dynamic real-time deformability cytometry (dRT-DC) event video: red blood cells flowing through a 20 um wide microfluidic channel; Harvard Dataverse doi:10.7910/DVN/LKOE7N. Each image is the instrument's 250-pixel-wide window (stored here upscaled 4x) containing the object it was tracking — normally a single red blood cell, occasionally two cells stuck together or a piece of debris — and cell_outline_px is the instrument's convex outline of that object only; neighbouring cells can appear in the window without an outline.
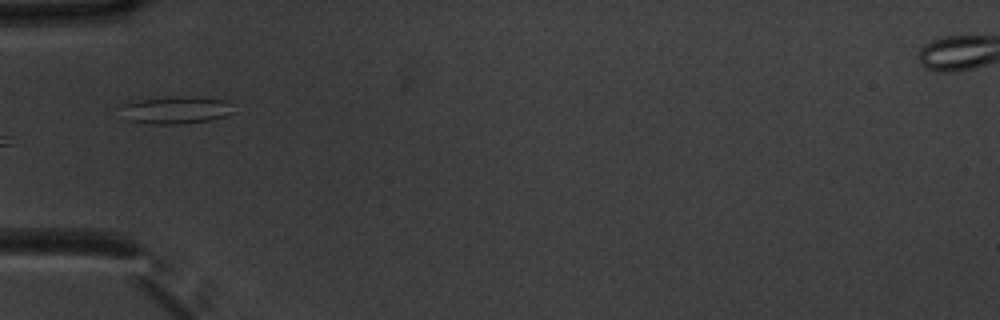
{"species": "common noctule bat (a hibernating species)", "species_latin": "Nyctalus noctula", "temperature_condition": "warm", "stored_images_in_passage": 36, "camera_frame_rate_fps": 3000, "um_per_image_px": 0.085, "animal": {"sex": "male", "body_mass_g": 20.1, "forearm_length_mm": 53.5}, "frame": {"image": 1, "passage_image": 1, "time_ms": 0.0, "image_size_px": [1000, 320], "cell_outline_px": [[236, 112], [212, 120], [180, 124], [148, 124], [124, 120], [116, 108], [124, 104], [140, 100], [180, 96], [196, 96], [228, 100], [236, 104]], "centroid_in_image_um": [14.98, 9.36], "position_along_channel_um": 70.0, "area_um2": 18.84}}
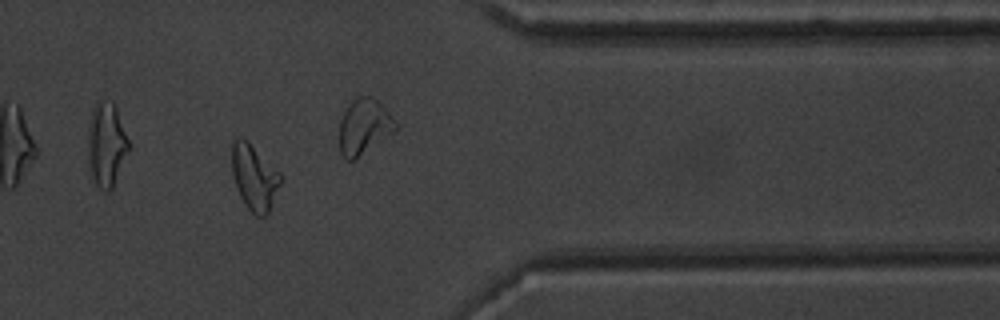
{"frame": {"image": 2, "passage_image": 26, "time_ms": 8.333, "image_size_px": [1000, 320], "cell_outline_px": [[284, 176], [268, 212], [264, 216], [256, 216], [244, 204], [236, 188], [232, 172], [232, 140], [240, 136], [248, 140]], "centroid_in_image_um": [21.61, 15.03], "position_along_channel_um": 389.8, "area_um2": 18.79}, "authors_computed_cell_mechanics": {"area_um2": 17.4267, "velocity_mm_per_s": 3.7928, "shape_relaxation_time_tau1_ms": 3.0613, "shape_relaxation_time_tau2_ms": 1.1901, "deformation_change_tau1": 0.1287, "deformation_change_tau2": 0.0682}}